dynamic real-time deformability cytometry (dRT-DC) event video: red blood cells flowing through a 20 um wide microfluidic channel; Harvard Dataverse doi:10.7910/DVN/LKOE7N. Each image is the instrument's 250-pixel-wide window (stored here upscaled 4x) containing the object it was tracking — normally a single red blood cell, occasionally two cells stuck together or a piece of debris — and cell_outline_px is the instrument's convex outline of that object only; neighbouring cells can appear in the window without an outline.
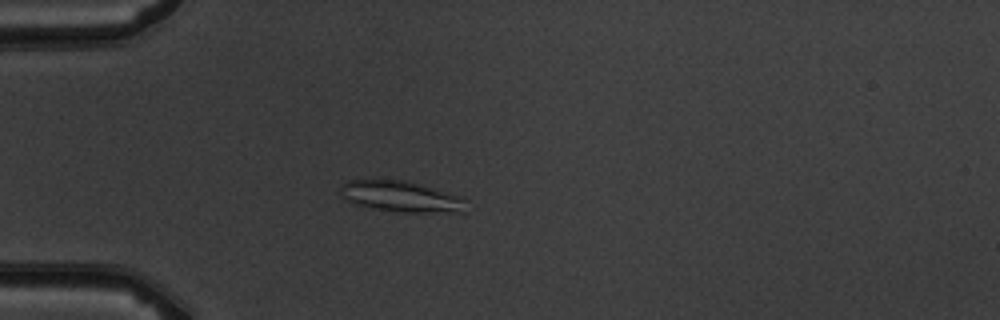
{"species": "common noctule bat (a hibernating species)", "species_latin": "Nyctalus noctula", "temperature_condition": "warm", "stored_images_in_passage": 6, "camera_frame_rate_fps": 3000, "um_per_image_px": 0.085, "animal": {"sex": "male", "body_mass_g": 19.5, "forearm_length_mm": 54.6}, "frame": {"image": 1, "passage_image": 5, "time_ms": 4.667, "image_size_px": [1000, 320], "cell_outline_px": [[468, 200], [464, 212], [396, 212], [372, 208], [356, 204], [340, 196], [340, 184], [348, 180], [404, 180], [464, 196]], "centroid_in_image_um": [34.12, 16.71], "position_along_channel_um": 50.9, "area_um2": 22.89}}